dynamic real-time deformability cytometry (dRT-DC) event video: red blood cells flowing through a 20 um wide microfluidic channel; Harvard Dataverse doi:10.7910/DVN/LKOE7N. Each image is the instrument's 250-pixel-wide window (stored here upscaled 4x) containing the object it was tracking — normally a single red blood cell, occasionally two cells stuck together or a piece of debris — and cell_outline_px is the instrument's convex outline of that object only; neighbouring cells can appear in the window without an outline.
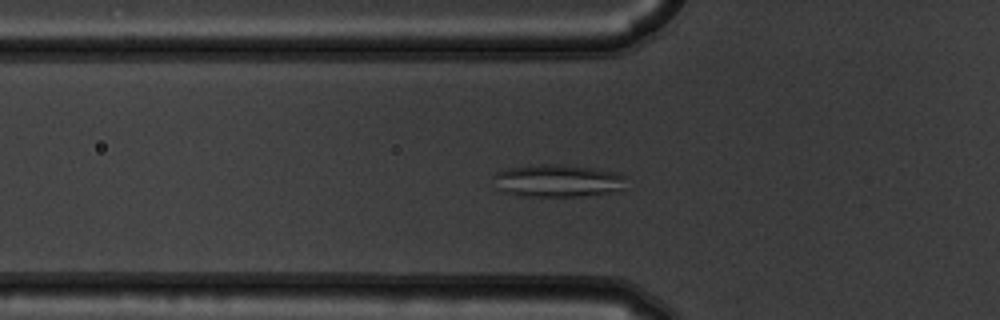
{"species": "common noctule bat (a hibernating species)", "species_latin": "Nyctalus noctula", "temperature_condition": "warm", "stored_images_in_passage": 55, "camera_frame_rate_fps": 3000, "um_per_image_px": 0.085, "animal": {"sex": "male", "body_mass_g": 19.5, "forearm_length_mm": 54.6}, "frame": {"image": 1, "passage_image": 19, "time_ms": 6.0, "image_size_px": [1000, 320], "cell_outline_px": [[628, 176], [620, 188], [608, 192], [580, 196], [524, 196], [504, 192], [500, 188], [496, 176], [496, 172], [504, 168], [540, 164], [564, 164], [596, 168], [620, 172]], "centroid_in_image_um": [47.46, 15.33], "position_along_channel_um": 78.3, "area_um2": 24.97}}
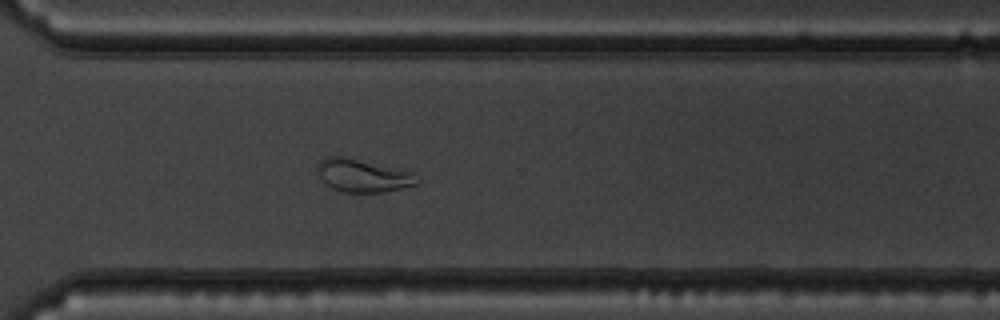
{"frame": {"image": 2, "passage_image": 40, "time_ms": 13.0, "image_size_px": [1000, 320], "cell_outline_px": [[420, 184], [384, 192], [344, 192], [332, 188], [324, 184], [316, 168], [316, 164], [320, 160], [328, 156], [340, 156], [416, 172], [420, 180]], "centroid_in_image_um": [30.88, 14.93], "position_along_channel_um": 339.7, "area_um2": 19.31}}
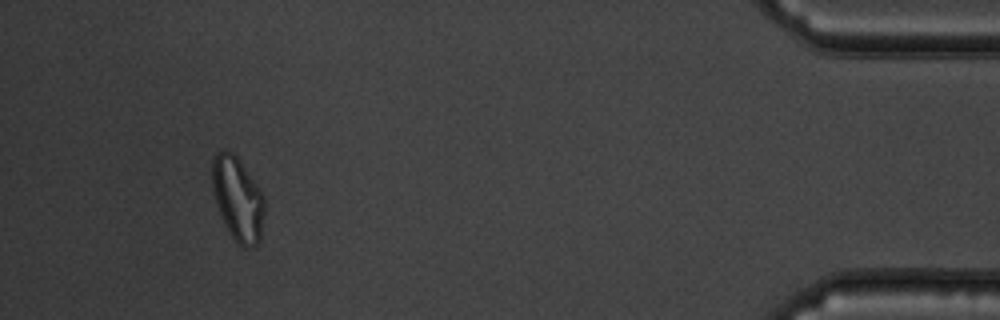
{"frame": {"image": 3, "passage_image": 51, "time_ms": 16.667, "image_size_px": [1000, 320], "cell_outline_px": [[264, 216], [260, 240], [256, 248], [244, 248], [228, 232], [216, 204], [212, 188], [212, 160], [216, 152], [224, 148], [228, 148], [240, 160], [264, 196]], "centroid_in_image_um": [20.2, 16.89], "position_along_channel_um": 415.0, "area_um2": 25.78}, "authors_computed_cell_mechanics": {"area_um2": 24.4494, "velocity_mm_per_s": 3.7362, "shape_relaxation_time_tau1_ms": null, "shape_relaxation_time_tau2_ms": 2.5842, "deformation_change_tau1": null, "deformation_change_tau2": 0.0838}}